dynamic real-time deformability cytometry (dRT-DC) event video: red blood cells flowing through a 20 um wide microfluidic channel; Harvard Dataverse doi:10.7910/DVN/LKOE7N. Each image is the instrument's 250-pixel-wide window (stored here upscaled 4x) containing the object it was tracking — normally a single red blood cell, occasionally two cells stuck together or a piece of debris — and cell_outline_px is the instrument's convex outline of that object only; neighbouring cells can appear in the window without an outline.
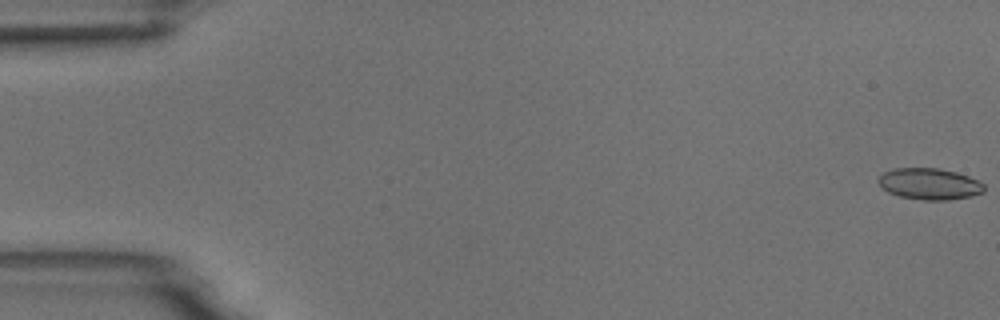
{"species": "common noctule bat (a hibernating species)", "species_latin": "Nyctalus noctula", "temperature_condition": "room temperature", "stored_images_in_passage": 9, "camera_frame_rate_fps": 3000, "um_per_image_px": 0.085, "animal": {"sex": "male", "body_mass_g": 18.8}, "frame": {"image": 1, "passage_image": 1, "time_ms": 0.0, "image_size_px": [1000, 320], "cell_outline_px": [[984, 192], [972, 196], [948, 200], [924, 200], [900, 196], [888, 192], [876, 180], [884, 172], [892, 168], [940, 168], [956, 172], [968, 176], [984, 184]], "centroid_in_image_um": [79.01, 15.63], "position_along_channel_um": 6.0, "area_um2": 19.31}}